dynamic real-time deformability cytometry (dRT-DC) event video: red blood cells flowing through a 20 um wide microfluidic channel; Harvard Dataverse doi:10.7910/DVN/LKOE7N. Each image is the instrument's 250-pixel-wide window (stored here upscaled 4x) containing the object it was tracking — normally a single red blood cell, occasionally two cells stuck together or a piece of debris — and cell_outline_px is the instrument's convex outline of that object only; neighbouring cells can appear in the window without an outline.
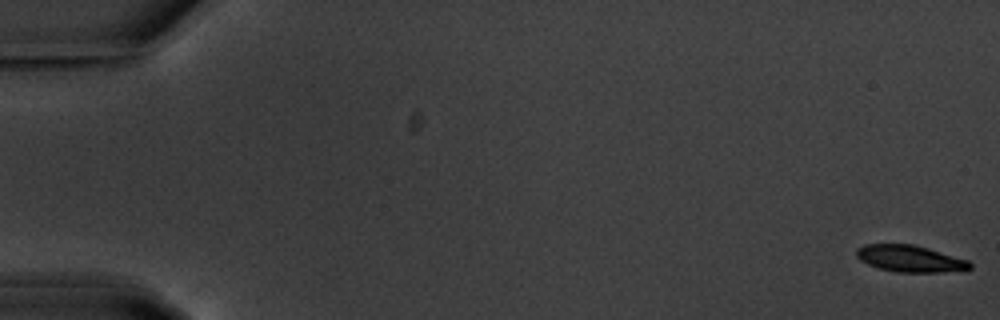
{"species": "common noctule bat (a hibernating species)", "species_latin": "Nyctalus noctula", "temperature_condition": "warm", "stored_images_in_passage": 56, "camera_frame_rate_fps": 3000, "um_per_image_px": 0.085, "animal": {"sex": "male", "body_mass_g": 20.1, "forearm_length_mm": 53.5}, "frame": {"image": 1, "passage_image": 1, "time_ms": 0.0, "image_size_px": [1000, 320], "cell_outline_px": [[972, 268], [940, 272], [896, 272], [880, 268], [868, 264], [860, 260], [856, 256], [856, 248], [864, 244], [912, 244], [928, 248], [968, 260], [972, 264]], "centroid_in_image_um": [77.32, 21.97], "position_along_channel_um": 7.7, "area_um2": 17.51}}
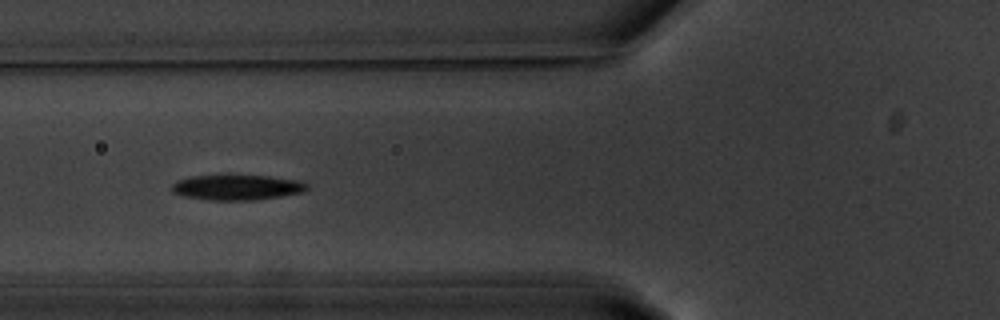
{"frame": {"image": 2, "passage_image": 22, "time_ms": 7.0, "image_size_px": [1000, 320], "cell_outline_px": [[308, 188], [300, 192], [280, 196], [256, 200], [208, 200], [184, 196], [172, 192], [172, 184], [176, 180], [188, 176], [224, 172], [228, 172], [268, 176], [300, 180], [308, 184]], "centroid_in_image_um": [20.07, 15.86], "position_along_channel_um": 105.7, "area_um2": 20.98}}
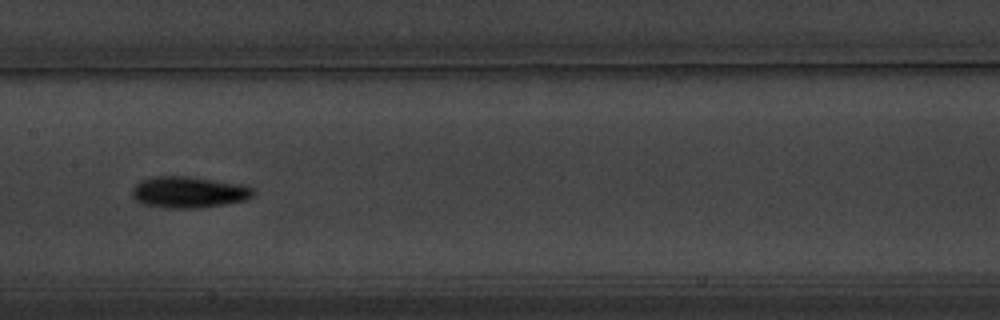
{"frame": {"image": 3, "passage_image": 29, "time_ms": 9.333, "image_size_px": [1000, 320], "cell_outline_px": [[256, 192], [248, 200], [224, 204], [196, 208], [164, 208], [144, 204], [136, 200], [132, 196], [132, 188], [140, 180], [152, 176], [188, 176], [248, 184], [256, 188]], "centroid_in_image_um": [16.11, 16.32], "position_along_channel_um": 191.3, "area_um2": 22.66}, "authors_computed_cell_mechanics": {"area_um2": 19.5653, "velocity_mm_per_s": 3.6531, "shape_relaxation_time_tau1_ms": 2.3038, "shape_relaxation_time_tau2_ms": null, "deformation_change_tau1": 0.132, "deformation_change_tau2": null}}